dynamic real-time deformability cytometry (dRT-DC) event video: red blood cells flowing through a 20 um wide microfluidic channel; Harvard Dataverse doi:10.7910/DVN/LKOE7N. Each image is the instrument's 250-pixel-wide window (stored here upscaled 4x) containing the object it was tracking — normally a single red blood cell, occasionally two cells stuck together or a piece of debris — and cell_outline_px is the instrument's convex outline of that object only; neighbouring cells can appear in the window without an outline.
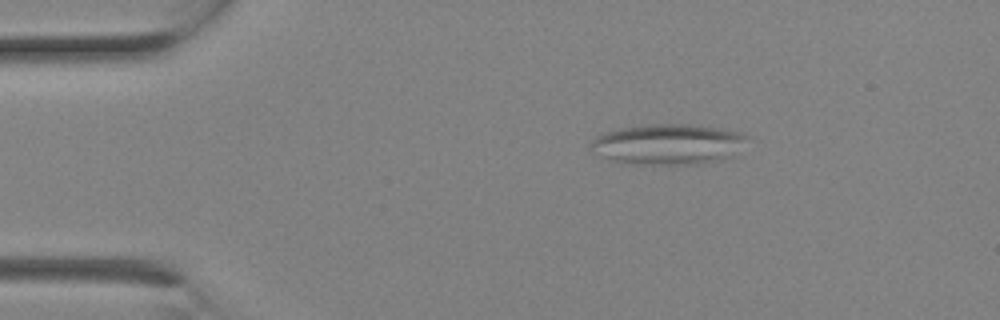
{"species": "Egyptian fruit bat (a non-hibernating species)", "species_latin": "Rousettus aegyptiacus", "temperature_condition": "room temperature", "stored_images_in_passage": 2, "camera_frame_rate_fps": 3000, "um_per_image_px": 0.085, "animal": {"sex": "female"}, "frame": {"image": 1, "passage_image": 1, "time_ms": 0.0, "image_size_px": [1000, 320], "cell_outline_px": [[748, 136], [736, 156], [720, 160], [700, 164], [620, 164], [592, 152], [588, 144], [596, 136], [604, 132], [620, 128], [640, 124], [688, 124], [720, 128], [740, 132]], "centroid_in_image_um": [56.75, 12.26], "position_along_channel_um": 28.2, "area_um2": 37.63}}